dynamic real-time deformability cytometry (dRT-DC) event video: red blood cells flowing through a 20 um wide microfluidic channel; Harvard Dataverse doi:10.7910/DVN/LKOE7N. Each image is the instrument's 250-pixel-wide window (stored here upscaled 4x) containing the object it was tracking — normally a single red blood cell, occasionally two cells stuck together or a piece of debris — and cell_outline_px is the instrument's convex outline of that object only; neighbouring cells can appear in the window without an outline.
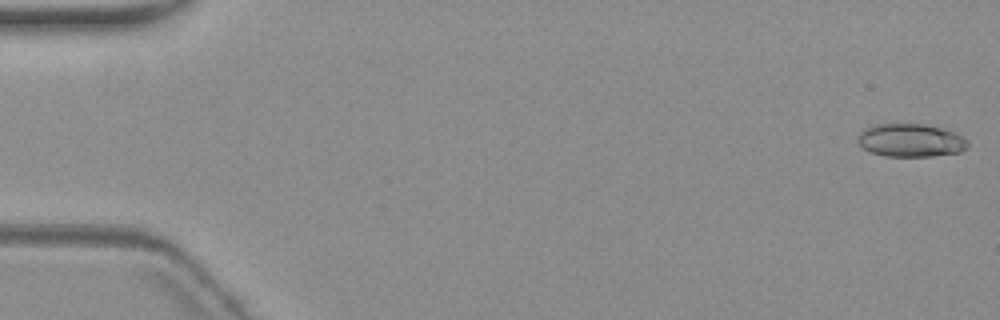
{"species": "common noctule bat (a hibernating species)", "species_latin": "Nyctalus noctula", "temperature_condition": "warm", "stored_images_in_passage": 5, "camera_frame_rate_fps": 3000, "um_per_image_px": 0.085, "animal": {"sex": "female", "body_mass_g": 19.3, "forearm_length_mm": 54.1}, "frame": {"image": 1, "passage_image": 1, "time_ms": 0.0, "image_size_px": [1000, 320], "cell_outline_px": [[968, 148], [960, 152], [932, 156], [884, 156], [872, 152], [864, 148], [856, 140], [856, 136], [864, 128], [880, 124], [924, 124], [940, 128], [964, 136], [968, 140]], "centroid_in_image_um": [77.41, 11.93], "position_along_channel_um": 7.6, "area_um2": 21.21}}
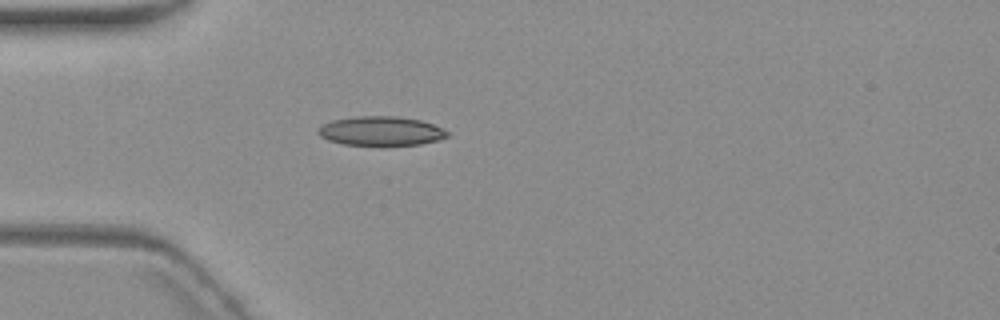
{"frame": {"image": 2, "passage_image": 5, "time_ms": 5.333, "image_size_px": [1000, 320], "cell_outline_px": [[448, 136], [440, 140], [420, 144], [344, 144], [328, 140], [320, 136], [316, 132], [316, 128], [332, 120], [356, 116], [396, 116], [420, 120], [432, 124], [448, 132]], "centroid_in_image_um": [32.34, 11.12], "position_along_channel_um": 52.7, "area_um2": 21.68}}